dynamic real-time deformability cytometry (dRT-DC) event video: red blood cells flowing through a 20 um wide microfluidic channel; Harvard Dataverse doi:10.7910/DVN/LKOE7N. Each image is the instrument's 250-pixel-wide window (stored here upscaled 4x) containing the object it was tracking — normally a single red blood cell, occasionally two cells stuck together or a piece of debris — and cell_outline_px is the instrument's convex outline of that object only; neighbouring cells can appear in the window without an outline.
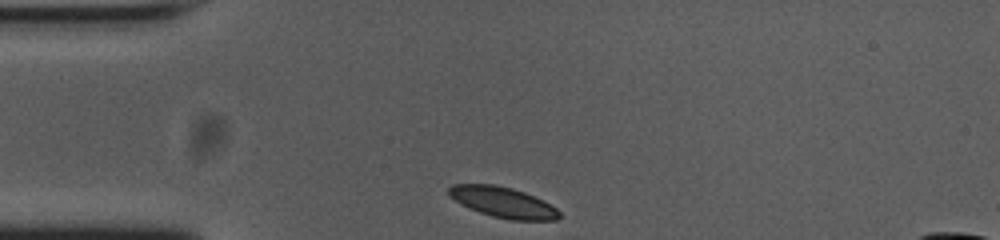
{"species": "common noctule bat (a hibernating species)", "species_latin": "Nyctalus noctula", "temperature_condition": "cold", "stored_images_in_passage": 32, "camera_frame_rate_fps": 3000, "um_per_image_px": 0.085, "animal": {"sex": "female", "body_mass_g": 23.0, "forearm_length_mm": 53.4}, "frame": {"image": 1, "passage_image": 1, "time_ms": 0.0, "image_size_px": [1000, 240], "cell_outline_px": [[560, 216], [556, 220], [512, 220], [492, 216], [480, 212], [460, 204], [448, 192], [448, 188], [452, 184], [492, 184], [512, 188], [524, 192], [556, 208], [560, 212]], "centroid_in_image_um": [42.74, 17.19], "position_along_channel_um": 42.3, "area_um2": 19.31}}
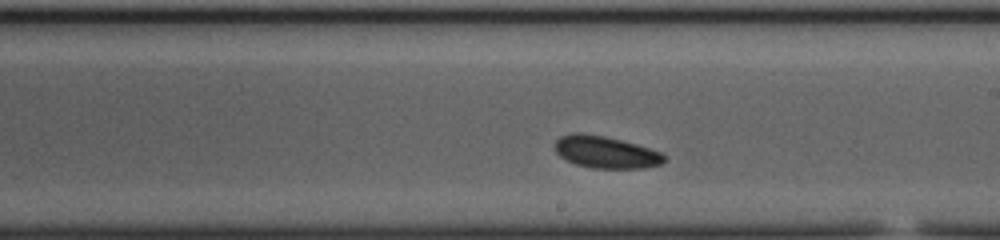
{"frame": {"image": 2, "passage_image": 19, "time_ms": 6.0, "image_size_px": [1000, 240], "cell_outline_px": [[664, 160], [660, 164], [644, 168], [592, 168], [576, 164], [560, 156], [556, 152], [556, 140], [560, 136], [572, 132], [580, 132], [604, 136], [636, 144], [660, 152], [664, 156]], "centroid_in_image_um": [51.45, 12.92], "position_along_channel_um": 237.5, "area_um2": 20.17}}
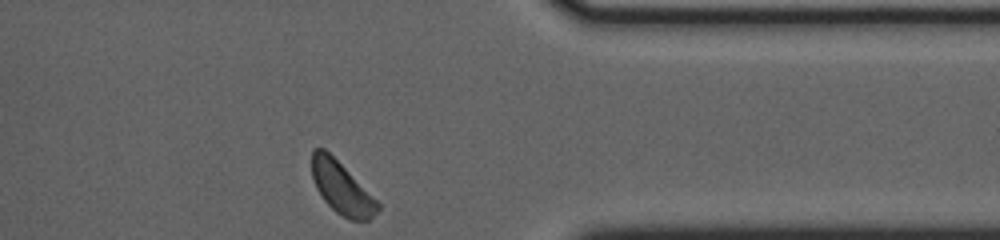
{"frame": {"image": 3, "passage_image": 32, "time_ms": 10.333, "image_size_px": [1000, 240], "cell_outline_px": [[380, 208], [368, 220], [348, 220], [336, 212], [324, 200], [316, 188], [312, 176], [312, 148], [324, 148], [380, 204]], "centroid_in_image_um": [29.01, 15.99], "position_along_channel_um": 382.4, "area_um2": 19.36}, "authors_computed_cell_mechanics": {"area_um2": 20.4612, "velocity_mm_per_s": 3.6415, "shape_relaxation_time_tau1_ms": 7.2458, "shape_relaxation_time_tau2_ms": null, "deformation_change_tau1": 0.0924, "deformation_change_tau2": null}}